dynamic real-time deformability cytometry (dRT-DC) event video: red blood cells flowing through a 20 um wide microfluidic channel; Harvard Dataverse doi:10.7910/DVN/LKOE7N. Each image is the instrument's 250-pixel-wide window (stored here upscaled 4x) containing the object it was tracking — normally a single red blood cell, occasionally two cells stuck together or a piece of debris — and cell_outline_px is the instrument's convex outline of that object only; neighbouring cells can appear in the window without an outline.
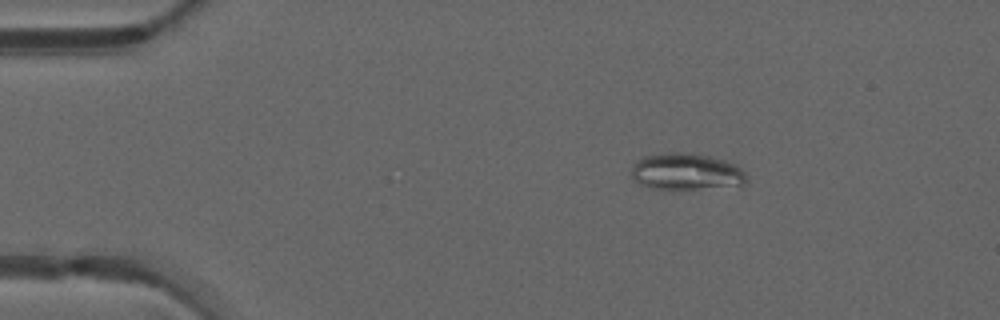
{"species": "common noctule bat (a hibernating species)", "species_latin": "Nyctalus noctula", "temperature_condition": "warm", "stored_images_in_passage": 49, "camera_frame_rate_fps": 3000, "um_per_image_px": 0.085, "animal": {"sex": "male", "forearm_length_mm": 52.5}, "frame": {"image": 1, "passage_image": 9, "time_ms": 2.667, "image_size_px": [1000, 320], "cell_outline_px": [[748, 180], [744, 184], [672, 192], [652, 188], [640, 184], [632, 180], [632, 164], [636, 160], [644, 156], [672, 152], [688, 152], [712, 156], [736, 164], [748, 176]], "centroid_in_image_um": [58.3, 14.62], "position_along_channel_um": 26.7, "area_um2": 25.43}}
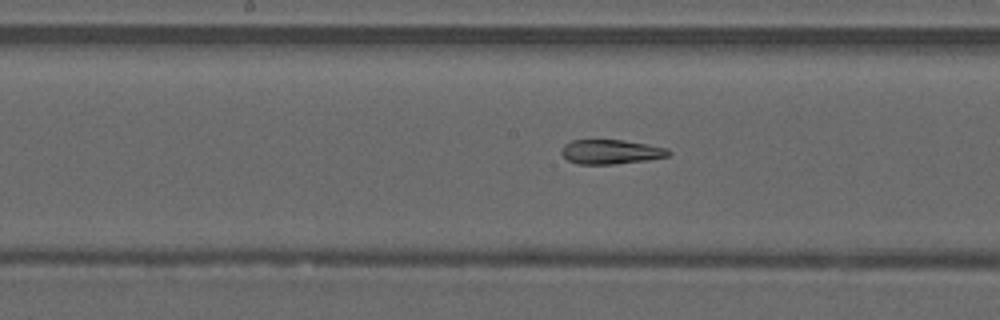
{"frame": {"image": 2, "passage_image": 26, "time_ms": 8.333, "image_size_px": [1000, 320], "cell_outline_px": [[672, 152], [668, 156], [648, 160], [616, 164], [576, 164], [568, 160], [560, 152], [560, 148], [564, 144], [572, 140], [624, 140], [668, 148]], "centroid_in_image_um": [51.91, 12.9], "position_along_channel_um": 196.3, "area_um2": 15.37}}
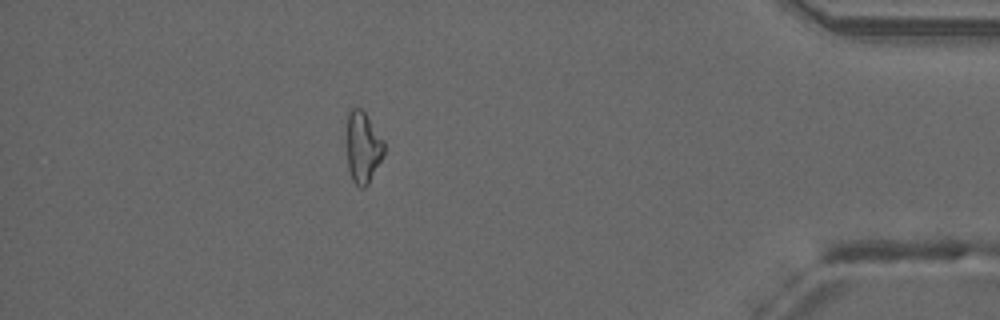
{"frame": {"image": 3, "passage_image": 44, "time_ms": 14.333, "image_size_px": [1000, 320], "cell_outline_px": [[384, 152], [368, 184], [364, 188], [360, 188], [352, 180], [348, 168], [348, 112], [352, 104], [360, 108], [364, 112], [384, 140]], "centroid_in_image_um": [30.85, 12.5], "position_along_channel_um": 404.4, "area_um2": 15.26}, "authors_computed_cell_mechanics": {"area_um2": 16.6464, "velocity_mm_per_s": 4.2202, "shape_relaxation_time_tau1_ms": null, "shape_relaxation_time_tau2_ms": 3.7088, "deformation_change_tau1": null, "deformation_change_tau2": 0.0899}}